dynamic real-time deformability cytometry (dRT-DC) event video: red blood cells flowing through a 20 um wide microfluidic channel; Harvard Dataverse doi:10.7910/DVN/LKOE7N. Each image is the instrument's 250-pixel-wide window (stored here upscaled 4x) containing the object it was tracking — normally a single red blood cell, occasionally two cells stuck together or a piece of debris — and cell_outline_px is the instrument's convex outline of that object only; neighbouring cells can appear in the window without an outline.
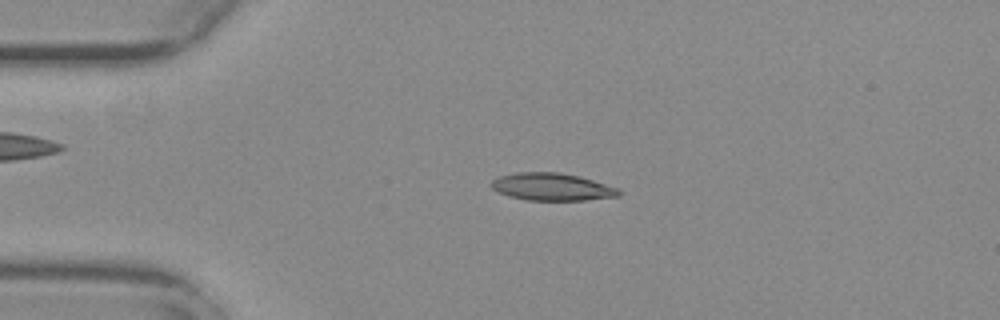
{"species": "common noctule bat (a hibernating species)", "species_latin": "Nyctalus noctula", "temperature_condition": "warm", "stored_images_in_passage": 55, "camera_frame_rate_fps": 3000, "um_per_image_px": 0.085, "animal": {"sex": "female", "body_mass_g": 29.2, "forearm_length_mm": 56.3}, "frame": {"image": 1, "passage_image": 12, "time_ms": 3.667, "image_size_px": [1000, 320], "cell_outline_px": [[620, 196], [584, 200], [524, 200], [508, 196], [492, 188], [488, 184], [492, 180], [500, 176], [516, 172], [560, 172], [580, 176], [620, 188]], "centroid_in_image_um": [46.92, 15.88], "position_along_channel_um": 38.1, "area_um2": 20.58}}
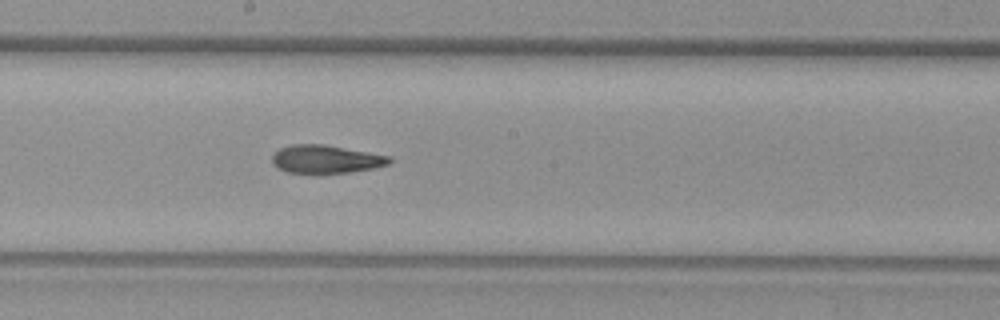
{"frame": {"image": 2, "passage_image": 29, "time_ms": 9.333, "image_size_px": [1000, 320], "cell_outline_px": [[392, 160], [388, 164], [376, 168], [320, 176], [316, 176], [288, 172], [276, 168], [272, 164], [272, 156], [280, 148], [292, 144], [324, 144], [392, 156]], "centroid_in_image_um": [27.68, 13.57], "position_along_channel_um": 220.5, "area_um2": 20.06}}
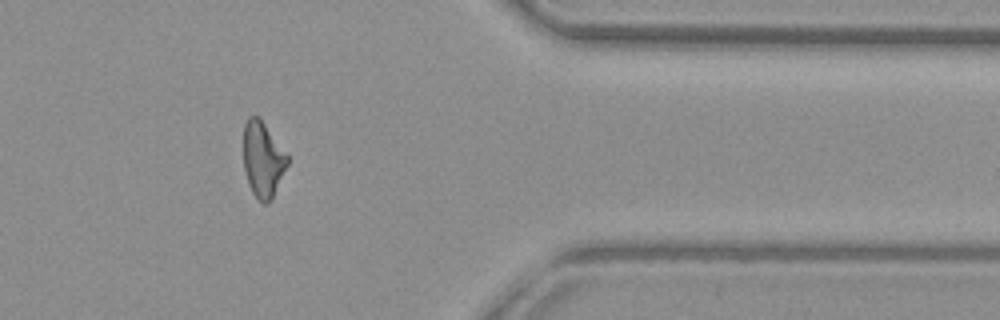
{"frame": {"image": 3, "passage_image": 44, "time_ms": 14.333, "image_size_px": [1000, 320], "cell_outline_px": [[288, 164], [268, 204], [264, 204], [252, 192], [248, 184], [244, 168], [244, 124], [248, 116], [256, 116], [264, 124], [288, 152]], "centroid_in_image_um": [22.34, 13.53], "position_along_channel_um": 389.1, "area_um2": 19.13}, "authors_computed_cell_mechanics": {"area_um2": 20.0566, "velocity_mm_per_s": 3.7906, "shape_relaxation_time_tau1_ms": null, "shape_relaxation_time_tau2_ms": 4.1317, "deformation_change_tau1": null, "deformation_change_tau2": 0.1376}}